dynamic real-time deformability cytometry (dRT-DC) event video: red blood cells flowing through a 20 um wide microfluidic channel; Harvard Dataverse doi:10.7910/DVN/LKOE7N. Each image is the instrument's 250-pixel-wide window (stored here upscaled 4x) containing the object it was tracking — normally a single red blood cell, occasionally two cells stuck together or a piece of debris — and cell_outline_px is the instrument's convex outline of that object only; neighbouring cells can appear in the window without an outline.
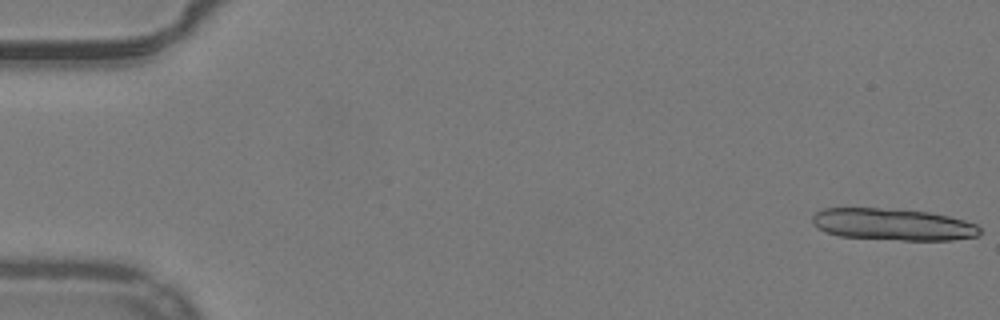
{"species": "common noctule bat (a hibernating species)", "species_latin": "Nyctalus noctula", "temperature_condition": "warm", "stored_images_in_passage": 13, "camera_frame_rate_fps": 3000, "um_per_image_px": 0.085, "animal": {"sex": "male", "body_mass_g": 19.2, "forearm_length_mm": 51.8}, "frame": {"image": 1, "passage_image": 1, "time_ms": 0.0, "image_size_px": [1000, 320], "cell_outline_px": [[980, 236], [952, 240], [900, 240], [840, 236], [824, 232], [812, 224], [812, 216], [816, 212], [824, 208], [896, 208], [928, 212], [948, 216], [964, 220], [976, 224], [980, 228]], "centroid_in_image_um": [75.89, 19.07], "position_along_channel_um": 9.1, "area_um2": 31.33}}